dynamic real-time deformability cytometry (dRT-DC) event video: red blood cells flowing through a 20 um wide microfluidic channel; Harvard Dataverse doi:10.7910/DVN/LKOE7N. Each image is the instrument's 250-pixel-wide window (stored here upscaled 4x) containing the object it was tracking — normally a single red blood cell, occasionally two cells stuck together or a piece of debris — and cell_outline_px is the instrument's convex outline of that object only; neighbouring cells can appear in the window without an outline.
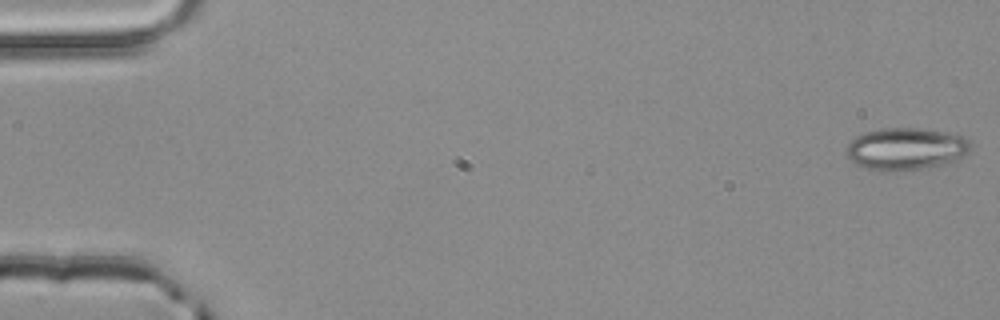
{"species": "common noctule bat (a hibernating species)", "species_latin": "Nyctalus noctula", "temperature_condition": "room temperature", "stored_images_in_passage": 4, "camera_frame_rate_fps": 3000, "um_per_image_px": 0.085, "animal": {"sex": "male", "body_mass_g": 20.4}, "frame": {"image": 1, "passage_image": 1, "time_ms": 0.0, "image_size_px": [1000, 320], "cell_outline_px": [[972, 144], [968, 152], [956, 160], [920, 168], [900, 172], [876, 172], [856, 164], [848, 156], [848, 144], [856, 136], [864, 132], [880, 128], [924, 128], [944, 132], [960, 136], [968, 140]], "centroid_in_image_um": [76.96, 12.66], "position_along_channel_um": 8.0, "area_um2": 30.46}}